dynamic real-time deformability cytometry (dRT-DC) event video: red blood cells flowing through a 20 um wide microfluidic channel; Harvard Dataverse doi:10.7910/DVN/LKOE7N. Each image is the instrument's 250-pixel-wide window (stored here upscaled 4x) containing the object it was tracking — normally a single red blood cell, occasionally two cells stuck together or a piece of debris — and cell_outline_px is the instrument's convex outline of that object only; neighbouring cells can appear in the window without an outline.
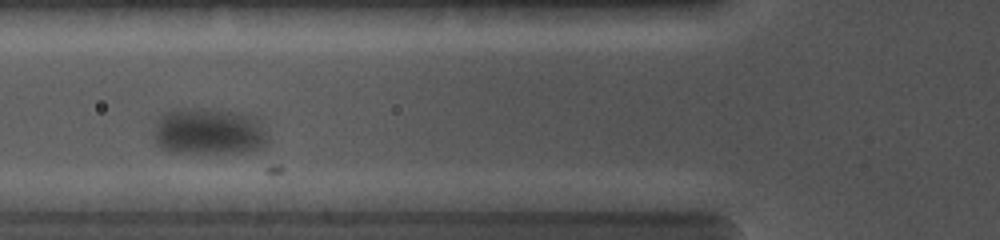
{"species": "common noctule bat (a hibernating species)", "species_latin": "Nyctalus noctula", "temperature_condition": "cold", "stored_images_in_passage": 35, "camera_frame_rate_fps": 5000, "um_per_image_px": 0.085, "animal": {"sex": "female", "body_mass_g": 19.0, "forearm_length_mm": 56.7}, "frame": {"image": 1, "passage_image": 9, "time_ms": 1.0, "image_size_px": [1000, 240], "cell_outline_px": [[268, 140], [264, 144], [256, 148], [236, 152], [176, 152], [160, 148], [156, 144], [156, 120], [164, 112], [176, 108], [184, 108], [232, 112], [256, 116], [260, 120]], "centroid_in_image_um": [17.72, 11.16], "position_along_channel_um": 108.1, "area_um2": 30.35}}
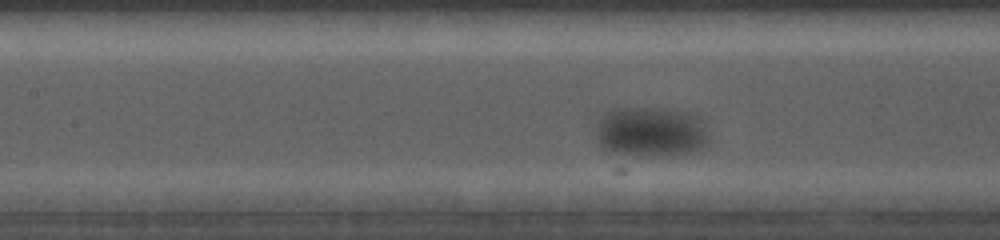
{"frame": {"image": 2, "passage_image": 21, "time_ms": 2.4, "image_size_px": [1000, 240], "cell_outline_px": [[708, 144], [700, 148], [688, 152], [624, 156], [604, 148], [600, 144], [596, 136], [600, 120], [604, 112], [624, 108], [664, 108], [688, 112], [700, 116], [704, 120], [708, 140]], "centroid_in_image_um": [55.35, 11.18], "position_along_channel_um": 152.1, "area_um2": 32.6}}